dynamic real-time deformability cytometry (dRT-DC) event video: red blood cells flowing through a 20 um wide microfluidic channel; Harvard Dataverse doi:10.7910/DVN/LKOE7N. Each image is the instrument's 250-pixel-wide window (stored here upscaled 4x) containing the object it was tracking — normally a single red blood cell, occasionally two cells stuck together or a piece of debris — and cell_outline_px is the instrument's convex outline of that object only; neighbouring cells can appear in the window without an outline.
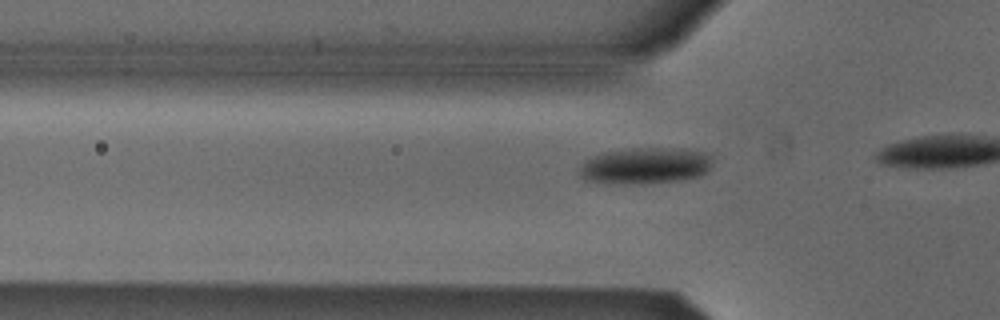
{"species": "Egyptian fruit bat (a non-hibernating species)", "species_latin": "Rousettus aegyptiacus", "temperature_condition": "cold", "stored_images_in_passage": 17, "camera_frame_rate_fps": 3000, "um_per_image_px": 0.085, "animal": {"sex": "male"}, "frame": {"image": 1, "passage_image": 14, "time_ms": 4.333, "image_size_px": [1000, 320], "cell_outline_px": [[712, 168], [700, 176], [680, 180], [644, 184], [616, 184], [584, 180], [580, 176], [580, 168], [584, 160], [592, 156], [604, 152], [632, 148], [684, 148], [712, 152]], "centroid_in_image_um": [54.91, 14.08], "position_along_channel_um": 70.9, "area_um2": 28.9}}